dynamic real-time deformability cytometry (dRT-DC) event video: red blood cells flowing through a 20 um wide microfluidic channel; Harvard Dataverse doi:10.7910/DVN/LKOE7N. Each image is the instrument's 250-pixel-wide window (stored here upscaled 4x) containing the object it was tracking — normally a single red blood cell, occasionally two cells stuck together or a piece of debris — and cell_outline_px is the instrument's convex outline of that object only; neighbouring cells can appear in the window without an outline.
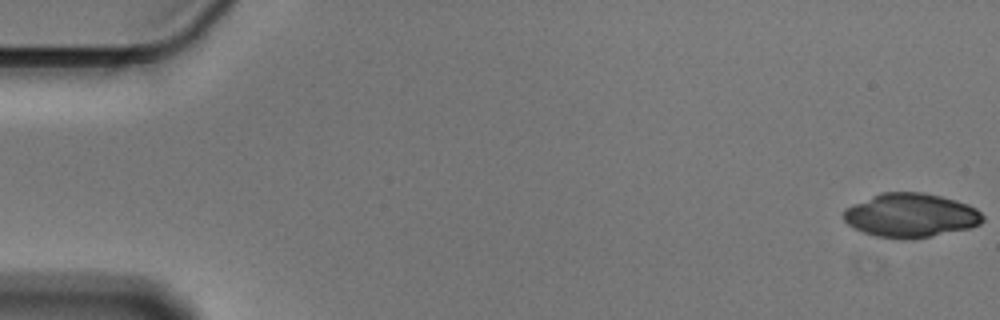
{"species": "Egyptian fruit bat (a non-hibernating species)", "species_latin": "Rousettus aegyptiacus", "temperature_condition": "cold", "stored_images_in_passage": 26, "camera_frame_rate_fps": 3000, "um_per_image_px": 0.085, "animal": {"sex": "male"}, "frame": {"image": 1, "passage_image": 1, "time_ms": 0.0, "image_size_px": [1000, 320], "cell_outline_px": [[984, 220], [980, 224], [968, 228], [928, 236], [900, 240], [876, 236], [864, 232], [848, 224], [844, 220], [844, 208], [880, 192], [924, 192], [956, 200], [968, 204], [976, 208], [984, 216]], "centroid_in_image_um": [77.4, 18.29], "position_along_channel_um": 7.6, "area_um2": 35.49}}
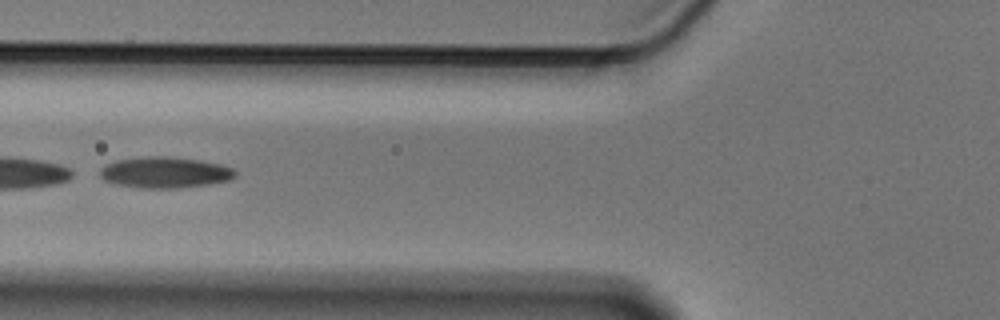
{"frame": {"image": 2, "passage_image": 22, "time_ms": 7.0, "image_size_px": [1000, 320], "cell_outline_px": [[236, 176], [232, 180], [208, 184], [176, 188], [140, 188], [116, 184], [104, 180], [100, 176], [100, 168], [104, 164], [116, 160], [140, 156], [168, 156], [200, 160], [220, 164], [232, 168], [236, 172]], "centroid_in_image_um": [13.99, 14.65], "position_along_channel_um": 111.8, "area_um2": 24.74}}